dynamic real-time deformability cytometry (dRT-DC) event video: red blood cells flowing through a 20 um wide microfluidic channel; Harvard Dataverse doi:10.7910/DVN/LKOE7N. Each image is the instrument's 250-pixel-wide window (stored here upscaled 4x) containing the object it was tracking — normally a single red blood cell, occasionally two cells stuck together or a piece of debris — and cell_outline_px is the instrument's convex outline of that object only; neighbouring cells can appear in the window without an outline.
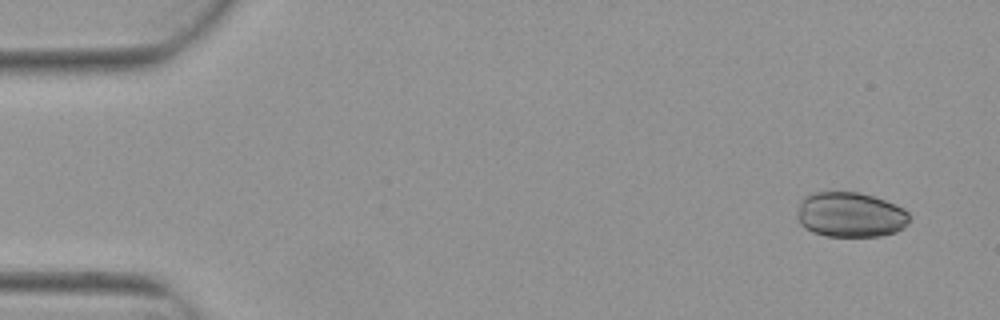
{"species": "Egyptian fruit bat (a non-hibernating species)", "species_latin": "Rousettus aegyptiacus", "temperature_condition": "warm", "stored_images_in_passage": 4, "segment_of_instrument_passage": [2, 2], "camera_frame_rate_fps": 3000, "um_per_image_px": 0.085, "animal": {"sex": "female"}, "frame": {"image": 1, "passage_image": 4, "time_ms": 1.0, "image_size_px": [1000, 320], "cell_outline_px": [[908, 224], [904, 228], [896, 232], [880, 236], [824, 236], [812, 232], [804, 228], [800, 224], [800, 200], [804, 196], [812, 192], [860, 192], [896, 204], [904, 208], [908, 212]], "centroid_in_image_um": [72.31, 18.25], "position_along_channel_um": 12.7, "area_um2": 29.48}}